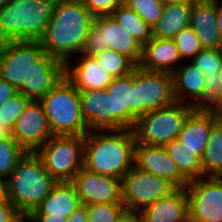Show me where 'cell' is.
<instances>
[{
    "mask_svg": "<svg viewBox=\"0 0 222 222\" xmlns=\"http://www.w3.org/2000/svg\"><path fill=\"white\" fill-rule=\"evenodd\" d=\"M94 17L82 0H57L54 13L39 40L45 53L69 62L82 53ZM74 54V55H73Z\"/></svg>",
    "mask_w": 222,
    "mask_h": 222,
    "instance_id": "6da1fadb",
    "label": "cell"
},
{
    "mask_svg": "<svg viewBox=\"0 0 222 222\" xmlns=\"http://www.w3.org/2000/svg\"><path fill=\"white\" fill-rule=\"evenodd\" d=\"M134 146L133 129L88 132L84 136L83 167L121 180L134 165Z\"/></svg>",
    "mask_w": 222,
    "mask_h": 222,
    "instance_id": "7a4b0ae2",
    "label": "cell"
},
{
    "mask_svg": "<svg viewBox=\"0 0 222 222\" xmlns=\"http://www.w3.org/2000/svg\"><path fill=\"white\" fill-rule=\"evenodd\" d=\"M57 181L36 152H26L6 180V197L20 215L35 210Z\"/></svg>",
    "mask_w": 222,
    "mask_h": 222,
    "instance_id": "3957f363",
    "label": "cell"
},
{
    "mask_svg": "<svg viewBox=\"0 0 222 222\" xmlns=\"http://www.w3.org/2000/svg\"><path fill=\"white\" fill-rule=\"evenodd\" d=\"M52 135H81L88 133L80 105L79 91L65 77L39 100Z\"/></svg>",
    "mask_w": 222,
    "mask_h": 222,
    "instance_id": "277c9868",
    "label": "cell"
},
{
    "mask_svg": "<svg viewBox=\"0 0 222 222\" xmlns=\"http://www.w3.org/2000/svg\"><path fill=\"white\" fill-rule=\"evenodd\" d=\"M55 1L11 0L0 9V23L17 39L39 41L53 16Z\"/></svg>",
    "mask_w": 222,
    "mask_h": 222,
    "instance_id": "5b68a950",
    "label": "cell"
},
{
    "mask_svg": "<svg viewBox=\"0 0 222 222\" xmlns=\"http://www.w3.org/2000/svg\"><path fill=\"white\" fill-rule=\"evenodd\" d=\"M194 109L188 103L175 102L167 107L144 114L137 119L132 128L135 142L144 145L164 146L177 139L185 120Z\"/></svg>",
    "mask_w": 222,
    "mask_h": 222,
    "instance_id": "8992f818",
    "label": "cell"
},
{
    "mask_svg": "<svg viewBox=\"0 0 222 222\" xmlns=\"http://www.w3.org/2000/svg\"><path fill=\"white\" fill-rule=\"evenodd\" d=\"M176 102L172 75L148 71L136 66L132 71V118L158 110Z\"/></svg>",
    "mask_w": 222,
    "mask_h": 222,
    "instance_id": "52a82bcc",
    "label": "cell"
},
{
    "mask_svg": "<svg viewBox=\"0 0 222 222\" xmlns=\"http://www.w3.org/2000/svg\"><path fill=\"white\" fill-rule=\"evenodd\" d=\"M84 136L52 135L36 154L57 182H71L83 166Z\"/></svg>",
    "mask_w": 222,
    "mask_h": 222,
    "instance_id": "ba28073f",
    "label": "cell"
},
{
    "mask_svg": "<svg viewBox=\"0 0 222 222\" xmlns=\"http://www.w3.org/2000/svg\"><path fill=\"white\" fill-rule=\"evenodd\" d=\"M109 48L126 56L136 66L139 65L142 45L124 30L111 15L94 17L82 53L93 56Z\"/></svg>",
    "mask_w": 222,
    "mask_h": 222,
    "instance_id": "9c48e42d",
    "label": "cell"
},
{
    "mask_svg": "<svg viewBox=\"0 0 222 222\" xmlns=\"http://www.w3.org/2000/svg\"><path fill=\"white\" fill-rule=\"evenodd\" d=\"M175 189L168 180L135 165L121 179V199L127 212L137 213Z\"/></svg>",
    "mask_w": 222,
    "mask_h": 222,
    "instance_id": "30bf717a",
    "label": "cell"
},
{
    "mask_svg": "<svg viewBox=\"0 0 222 222\" xmlns=\"http://www.w3.org/2000/svg\"><path fill=\"white\" fill-rule=\"evenodd\" d=\"M184 189L188 196L189 222L222 221V187L214 178L190 181Z\"/></svg>",
    "mask_w": 222,
    "mask_h": 222,
    "instance_id": "8fae6325",
    "label": "cell"
},
{
    "mask_svg": "<svg viewBox=\"0 0 222 222\" xmlns=\"http://www.w3.org/2000/svg\"><path fill=\"white\" fill-rule=\"evenodd\" d=\"M44 54L40 41L17 40L11 47L0 51V78L17 89Z\"/></svg>",
    "mask_w": 222,
    "mask_h": 222,
    "instance_id": "7c38bea8",
    "label": "cell"
},
{
    "mask_svg": "<svg viewBox=\"0 0 222 222\" xmlns=\"http://www.w3.org/2000/svg\"><path fill=\"white\" fill-rule=\"evenodd\" d=\"M71 183L82 205L122 203L121 180L118 178L100 175L82 166Z\"/></svg>",
    "mask_w": 222,
    "mask_h": 222,
    "instance_id": "4fadbf2b",
    "label": "cell"
},
{
    "mask_svg": "<svg viewBox=\"0 0 222 222\" xmlns=\"http://www.w3.org/2000/svg\"><path fill=\"white\" fill-rule=\"evenodd\" d=\"M13 139L26 151L36 152L52 136L39 101L30 100L12 129Z\"/></svg>",
    "mask_w": 222,
    "mask_h": 222,
    "instance_id": "5bb4252c",
    "label": "cell"
},
{
    "mask_svg": "<svg viewBox=\"0 0 222 222\" xmlns=\"http://www.w3.org/2000/svg\"><path fill=\"white\" fill-rule=\"evenodd\" d=\"M173 92L176 102L183 103L190 98V106L213 108L212 88L206 82V76L191 61L189 65H178L172 73ZM188 95V96H187ZM193 99V100H191Z\"/></svg>",
    "mask_w": 222,
    "mask_h": 222,
    "instance_id": "9a60e30c",
    "label": "cell"
},
{
    "mask_svg": "<svg viewBox=\"0 0 222 222\" xmlns=\"http://www.w3.org/2000/svg\"><path fill=\"white\" fill-rule=\"evenodd\" d=\"M65 77V63L45 53L31 67L25 82L17 88L29 100L39 101Z\"/></svg>",
    "mask_w": 222,
    "mask_h": 222,
    "instance_id": "2e32d148",
    "label": "cell"
},
{
    "mask_svg": "<svg viewBox=\"0 0 222 222\" xmlns=\"http://www.w3.org/2000/svg\"><path fill=\"white\" fill-rule=\"evenodd\" d=\"M134 165L143 171L168 180L176 188H184L189 183L180 174L175 161L169 156L164 146L135 142Z\"/></svg>",
    "mask_w": 222,
    "mask_h": 222,
    "instance_id": "e0dca14e",
    "label": "cell"
},
{
    "mask_svg": "<svg viewBox=\"0 0 222 222\" xmlns=\"http://www.w3.org/2000/svg\"><path fill=\"white\" fill-rule=\"evenodd\" d=\"M217 120L216 108H196L188 115L177 139L201 160L212 125Z\"/></svg>",
    "mask_w": 222,
    "mask_h": 222,
    "instance_id": "ac0fdd59",
    "label": "cell"
},
{
    "mask_svg": "<svg viewBox=\"0 0 222 222\" xmlns=\"http://www.w3.org/2000/svg\"><path fill=\"white\" fill-rule=\"evenodd\" d=\"M80 96L81 114L92 131H112V96L106 89L78 90Z\"/></svg>",
    "mask_w": 222,
    "mask_h": 222,
    "instance_id": "d6986e66",
    "label": "cell"
},
{
    "mask_svg": "<svg viewBox=\"0 0 222 222\" xmlns=\"http://www.w3.org/2000/svg\"><path fill=\"white\" fill-rule=\"evenodd\" d=\"M188 196L184 188L170 194L137 212L143 222H189Z\"/></svg>",
    "mask_w": 222,
    "mask_h": 222,
    "instance_id": "ffe728a7",
    "label": "cell"
},
{
    "mask_svg": "<svg viewBox=\"0 0 222 222\" xmlns=\"http://www.w3.org/2000/svg\"><path fill=\"white\" fill-rule=\"evenodd\" d=\"M216 0H195L191 6L189 27L203 49L222 48L217 28Z\"/></svg>",
    "mask_w": 222,
    "mask_h": 222,
    "instance_id": "44dd1931",
    "label": "cell"
},
{
    "mask_svg": "<svg viewBox=\"0 0 222 222\" xmlns=\"http://www.w3.org/2000/svg\"><path fill=\"white\" fill-rule=\"evenodd\" d=\"M181 62L183 61L173 39L152 37L142 46V55L138 66L148 71L171 74L178 68L177 64Z\"/></svg>",
    "mask_w": 222,
    "mask_h": 222,
    "instance_id": "7402d4cb",
    "label": "cell"
},
{
    "mask_svg": "<svg viewBox=\"0 0 222 222\" xmlns=\"http://www.w3.org/2000/svg\"><path fill=\"white\" fill-rule=\"evenodd\" d=\"M81 59L77 65L65 63V78L68 79L77 90L106 89L113 78L98 64L94 56L80 53Z\"/></svg>",
    "mask_w": 222,
    "mask_h": 222,
    "instance_id": "603a6c76",
    "label": "cell"
},
{
    "mask_svg": "<svg viewBox=\"0 0 222 222\" xmlns=\"http://www.w3.org/2000/svg\"><path fill=\"white\" fill-rule=\"evenodd\" d=\"M106 90L112 96V131L132 129L136 124L132 118V72L113 78Z\"/></svg>",
    "mask_w": 222,
    "mask_h": 222,
    "instance_id": "cb8c5ba5",
    "label": "cell"
},
{
    "mask_svg": "<svg viewBox=\"0 0 222 222\" xmlns=\"http://www.w3.org/2000/svg\"><path fill=\"white\" fill-rule=\"evenodd\" d=\"M80 204L79 196L71 182H57L40 205L28 214H46L69 217Z\"/></svg>",
    "mask_w": 222,
    "mask_h": 222,
    "instance_id": "d4e9b609",
    "label": "cell"
},
{
    "mask_svg": "<svg viewBox=\"0 0 222 222\" xmlns=\"http://www.w3.org/2000/svg\"><path fill=\"white\" fill-rule=\"evenodd\" d=\"M192 4L164 3V12L152 27V36L173 39L180 31L189 26Z\"/></svg>",
    "mask_w": 222,
    "mask_h": 222,
    "instance_id": "484cf974",
    "label": "cell"
},
{
    "mask_svg": "<svg viewBox=\"0 0 222 222\" xmlns=\"http://www.w3.org/2000/svg\"><path fill=\"white\" fill-rule=\"evenodd\" d=\"M169 156L175 161L180 174L188 181L203 178L201 160L178 140L164 145Z\"/></svg>",
    "mask_w": 222,
    "mask_h": 222,
    "instance_id": "4316f807",
    "label": "cell"
},
{
    "mask_svg": "<svg viewBox=\"0 0 222 222\" xmlns=\"http://www.w3.org/2000/svg\"><path fill=\"white\" fill-rule=\"evenodd\" d=\"M201 166L203 178H214L222 173V125L218 121L212 125Z\"/></svg>",
    "mask_w": 222,
    "mask_h": 222,
    "instance_id": "83f0119b",
    "label": "cell"
},
{
    "mask_svg": "<svg viewBox=\"0 0 222 222\" xmlns=\"http://www.w3.org/2000/svg\"><path fill=\"white\" fill-rule=\"evenodd\" d=\"M111 16L142 46L153 37L152 27L125 4L122 3Z\"/></svg>",
    "mask_w": 222,
    "mask_h": 222,
    "instance_id": "f1b7e54d",
    "label": "cell"
},
{
    "mask_svg": "<svg viewBox=\"0 0 222 222\" xmlns=\"http://www.w3.org/2000/svg\"><path fill=\"white\" fill-rule=\"evenodd\" d=\"M93 56L112 78L126 76L136 67L129 58L110 48Z\"/></svg>",
    "mask_w": 222,
    "mask_h": 222,
    "instance_id": "f546056e",
    "label": "cell"
},
{
    "mask_svg": "<svg viewBox=\"0 0 222 222\" xmlns=\"http://www.w3.org/2000/svg\"><path fill=\"white\" fill-rule=\"evenodd\" d=\"M191 62L206 76V82L212 88L220 72L222 48L202 49Z\"/></svg>",
    "mask_w": 222,
    "mask_h": 222,
    "instance_id": "4dcf8cb0",
    "label": "cell"
},
{
    "mask_svg": "<svg viewBox=\"0 0 222 222\" xmlns=\"http://www.w3.org/2000/svg\"><path fill=\"white\" fill-rule=\"evenodd\" d=\"M26 151L13 139H0V176L8 179Z\"/></svg>",
    "mask_w": 222,
    "mask_h": 222,
    "instance_id": "1f68e13d",
    "label": "cell"
},
{
    "mask_svg": "<svg viewBox=\"0 0 222 222\" xmlns=\"http://www.w3.org/2000/svg\"><path fill=\"white\" fill-rule=\"evenodd\" d=\"M122 3L135 11L151 27L158 22L164 12V3L161 0H122Z\"/></svg>",
    "mask_w": 222,
    "mask_h": 222,
    "instance_id": "d6a6232c",
    "label": "cell"
},
{
    "mask_svg": "<svg viewBox=\"0 0 222 222\" xmlns=\"http://www.w3.org/2000/svg\"><path fill=\"white\" fill-rule=\"evenodd\" d=\"M86 207L88 222H119L127 212L123 203H100Z\"/></svg>",
    "mask_w": 222,
    "mask_h": 222,
    "instance_id": "836d02e7",
    "label": "cell"
},
{
    "mask_svg": "<svg viewBox=\"0 0 222 222\" xmlns=\"http://www.w3.org/2000/svg\"><path fill=\"white\" fill-rule=\"evenodd\" d=\"M173 41L177 46L182 61L192 60L203 48L194 31L188 26L180 31Z\"/></svg>",
    "mask_w": 222,
    "mask_h": 222,
    "instance_id": "e575fe53",
    "label": "cell"
},
{
    "mask_svg": "<svg viewBox=\"0 0 222 222\" xmlns=\"http://www.w3.org/2000/svg\"><path fill=\"white\" fill-rule=\"evenodd\" d=\"M30 100L22 95L21 93H17L9 100L4 102L0 106V121L6 126L13 129L16 120L23 113L24 108L28 104Z\"/></svg>",
    "mask_w": 222,
    "mask_h": 222,
    "instance_id": "d590c367",
    "label": "cell"
},
{
    "mask_svg": "<svg viewBox=\"0 0 222 222\" xmlns=\"http://www.w3.org/2000/svg\"><path fill=\"white\" fill-rule=\"evenodd\" d=\"M93 17L111 15L121 4L122 0H82Z\"/></svg>",
    "mask_w": 222,
    "mask_h": 222,
    "instance_id": "8d00e7d4",
    "label": "cell"
},
{
    "mask_svg": "<svg viewBox=\"0 0 222 222\" xmlns=\"http://www.w3.org/2000/svg\"><path fill=\"white\" fill-rule=\"evenodd\" d=\"M19 215L7 197L0 198V222H14Z\"/></svg>",
    "mask_w": 222,
    "mask_h": 222,
    "instance_id": "74e56055",
    "label": "cell"
},
{
    "mask_svg": "<svg viewBox=\"0 0 222 222\" xmlns=\"http://www.w3.org/2000/svg\"><path fill=\"white\" fill-rule=\"evenodd\" d=\"M18 93L17 89L0 78V106Z\"/></svg>",
    "mask_w": 222,
    "mask_h": 222,
    "instance_id": "f35d334b",
    "label": "cell"
},
{
    "mask_svg": "<svg viewBox=\"0 0 222 222\" xmlns=\"http://www.w3.org/2000/svg\"><path fill=\"white\" fill-rule=\"evenodd\" d=\"M17 39L0 23V51L11 47Z\"/></svg>",
    "mask_w": 222,
    "mask_h": 222,
    "instance_id": "ab89813d",
    "label": "cell"
},
{
    "mask_svg": "<svg viewBox=\"0 0 222 222\" xmlns=\"http://www.w3.org/2000/svg\"><path fill=\"white\" fill-rule=\"evenodd\" d=\"M29 222H67V217L46 214H27Z\"/></svg>",
    "mask_w": 222,
    "mask_h": 222,
    "instance_id": "60d3db41",
    "label": "cell"
},
{
    "mask_svg": "<svg viewBox=\"0 0 222 222\" xmlns=\"http://www.w3.org/2000/svg\"><path fill=\"white\" fill-rule=\"evenodd\" d=\"M213 92V108H216L222 102V63L220 72L217 76L216 83L212 87Z\"/></svg>",
    "mask_w": 222,
    "mask_h": 222,
    "instance_id": "b9f144b4",
    "label": "cell"
},
{
    "mask_svg": "<svg viewBox=\"0 0 222 222\" xmlns=\"http://www.w3.org/2000/svg\"><path fill=\"white\" fill-rule=\"evenodd\" d=\"M88 212L85 205H79L72 215L67 217V222H88Z\"/></svg>",
    "mask_w": 222,
    "mask_h": 222,
    "instance_id": "7bdbcfd3",
    "label": "cell"
},
{
    "mask_svg": "<svg viewBox=\"0 0 222 222\" xmlns=\"http://www.w3.org/2000/svg\"><path fill=\"white\" fill-rule=\"evenodd\" d=\"M119 222H143V220L136 212H126Z\"/></svg>",
    "mask_w": 222,
    "mask_h": 222,
    "instance_id": "ee69618b",
    "label": "cell"
},
{
    "mask_svg": "<svg viewBox=\"0 0 222 222\" xmlns=\"http://www.w3.org/2000/svg\"><path fill=\"white\" fill-rule=\"evenodd\" d=\"M216 6H217V28H218V34L220 37V40L222 42V3H219L218 0H216Z\"/></svg>",
    "mask_w": 222,
    "mask_h": 222,
    "instance_id": "f6af8a7d",
    "label": "cell"
},
{
    "mask_svg": "<svg viewBox=\"0 0 222 222\" xmlns=\"http://www.w3.org/2000/svg\"><path fill=\"white\" fill-rule=\"evenodd\" d=\"M5 138H13L12 136V129L5 124L1 123L0 121V139Z\"/></svg>",
    "mask_w": 222,
    "mask_h": 222,
    "instance_id": "bcb514c9",
    "label": "cell"
},
{
    "mask_svg": "<svg viewBox=\"0 0 222 222\" xmlns=\"http://www.w3.org/2000/svg\"><path fill=\"white\" fill-rule=\"evenodd\" d=\"M6 197V179L0 176V198Z\"/></svg>",
    "mask_w": 222,
    "mask_h": 222,
    "instance_id": "7dc6e473",
    "label": "cell"
},
{
    "mask_svg": "<svg viewBox=\"0 0 222 222\" xmlns=\"http://www.w3.org/2000/svg\"><path fill=\"white\" fill-rule=\"evenodd\" d=\"M163 3H186L192 4L195 0H161Z\"/></svg>",
    "mask_w": 222,
    "mask_h": 222,
    "instance_id": "c3c4849f",
    "label": "cell"
},
{
    "mask_svg": "<svg viewBox=\"0 0 222 222\" xmlns=\"http://www.w3.org/2000/svg\"><path fill=\"white\" fill-rule=\"evenodd\" d=\"M29 218L27 215H19L14 222H28Z\"/></svg>",
    "mask_w": 222,
    "mask_h": 222,
    "instance_id": "681fc988",
    "label": "cell"
},
{
    "mask_svg": "<svg viewBox=\"0 0 222 222\" xmlns=\"http://www.w3.org/2000/svg\"><path fill=\"white\" fill-rule=\"evenodd\" d=\"M214 179L220 184V186L222 187V173L216 175L214 177Z\"/></svg>",
    "mask_w": 222,
    "mask_h": 222,
    "instance_id": "f907efd6",
    "label": "cell"
},
{
    "mask_svg": "<svg viewBox=\"0 0 222 222\" xmlns=\"http://www.w3.org/2000/svg\"><path fill=\"white\" fill-rule=\"evenodd\" d=\"M11 0H0V9L7 5Z\"/></svg>",
    "mask_w": 222,
    "mask_h": 222,
    "instance_id": "816d5d0a",
    "label": "cell"
},
{
    "mask_svg": "<svg viewBox=\"0 0 222 222\" xmlns=\"http://www.w3.org/2000/svg\"><path fill=\"white\" fill-rule=\"evenodd\" d=\"M216 109L222 115V102L216 107Z\"/></svg>",
    "mask_w": 222,
    "mask_h": 222,
    "instance_id": "f5cc1de1",
    "label": "cell"
},
{
    "mask_svg": "<svg viewBox=\"0 0 222 222\" xmlns=\"http://www.w3.org/2000/svg\"><path fill=\"white\" fill-rule=\"evenodd\" d=\"M221 125H222V115L218 112V120H217Z\"/></svg>",
    "mask_w": 222,
    "mask_h": 222,
    "instance_id": "db71d44e",
    "label": "cell"
}]
</instances>
